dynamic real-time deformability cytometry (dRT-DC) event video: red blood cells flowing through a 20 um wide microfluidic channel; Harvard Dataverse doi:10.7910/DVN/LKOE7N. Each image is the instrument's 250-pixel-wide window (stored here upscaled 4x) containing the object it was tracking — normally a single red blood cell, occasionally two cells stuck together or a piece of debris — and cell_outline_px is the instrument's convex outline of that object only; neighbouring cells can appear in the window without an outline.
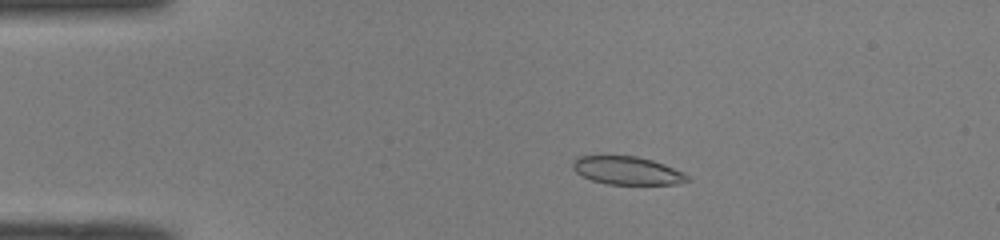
{"species": "common noctule bat (a hibernating species)", "species_latin": "Nyctalus noctula", "temperature_condition": "room temperature", "stored_images_in_passage": 49, "camera_frame_rate_fps": 3000, "um_per_image_px": 0.085, "animal": {"sex": "male", "body_mass_g": 19.0, "forearm_length_mm": 50.8}, "frame": {"image": 1, "passage_image": 9, "time_ms": 2.667, "image_size_px": [1000, 240], "cell_outline_px": [[692, 180], [676, 184], [608, 184], [592, 180], [576, 172], [572, 168], [572, 160], [580, 156], [636, 156], [652, 160], [664, 164], [684, 172]], "centroid_in_image_um": [53.33, 14.5], "position_along_channel_um": 31.7, "area_um2": 18.73}}
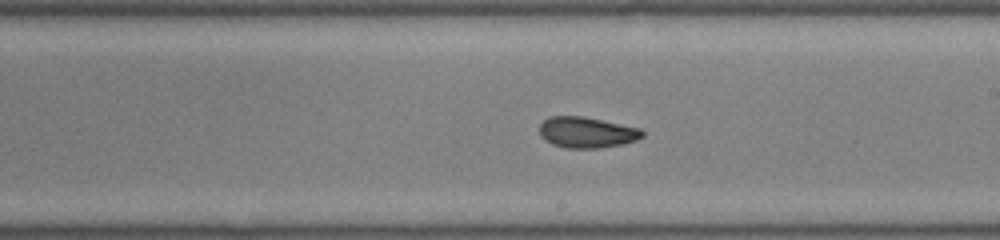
{"frame": {"image": 2, "passage_image": 28, "time_ms": 9.0, "image_size_px": [1000, 240], "cell_outline_px": [[644, 136], [636, 140], [624, 144], [600, 148], [568, 148], [552, 144], [544, 140], [540, 136], [540, 124], [548, 116], [584, 116], [640, 128], [644, 132]], "centroid_in_image_um": [49.87, 11.25], "position_along_channel_um": 239.1, "area_um2": 18.67}}
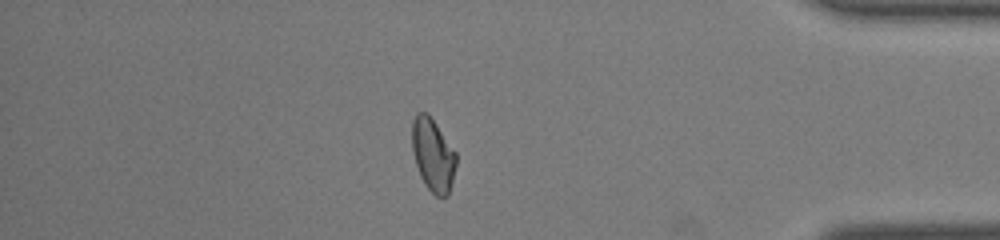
{"frame": {"image": 3, "passage_image": 42, "time_ms": 13.667, "image_size_px": [1000, 240], "cell_outline_px": [[456, 164], [448, 196], [436, 196], [424, 184], [420, 176], [412, 152], [412, 120], [416, 112], [428, 112], [456, 152]], "centroid_in_image_um": [36.78, 13.13], "position_along_channel_um": 398.4, "area_um2": 18.79}, "authors_computed_cell_mechanics": {"area_um2": 19.074, "velocity_mm_per_s": 4.104, "shape_relaxation_time_tau1_ms": 11.0698, "shape_relaxation_time_tau2_ms": 2.4468, "deformation_change_tau1": 0.2148, "deformation_change_tau2": 0.0648}}